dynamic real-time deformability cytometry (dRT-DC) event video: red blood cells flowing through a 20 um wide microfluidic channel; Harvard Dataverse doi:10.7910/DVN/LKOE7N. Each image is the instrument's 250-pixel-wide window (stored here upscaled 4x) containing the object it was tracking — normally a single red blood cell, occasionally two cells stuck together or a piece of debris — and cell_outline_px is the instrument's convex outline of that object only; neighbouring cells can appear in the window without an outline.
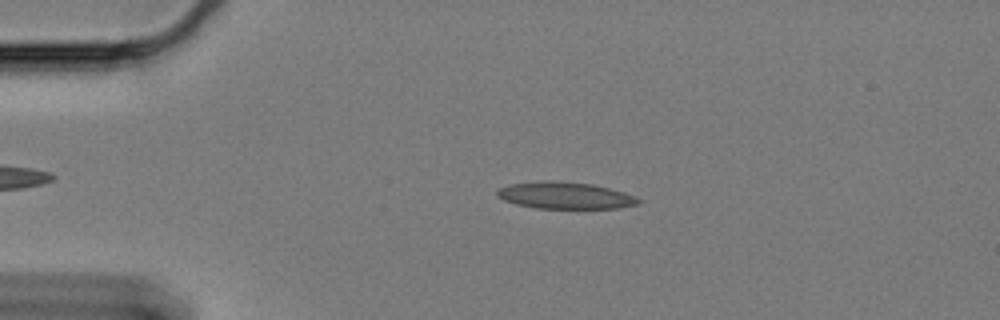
{"species": "Egyptian fruit bat (a non-hibernating species)", "species_latin": "Rousettus aegyptiacus", "temperature_condition": "cold", "stored_images_in_passage": 52, "camera_frame_rate_fps": 3000, "um_per_image_px": 0.085, "animal": {"sex": "female"}, "frame": {"image": 1, "passage_image": 12, "time_ms": 3.667, "image_size_px": [1000, 320], "cell_outline_px": [[640, 200], [636, 204], [620, 208], [536, 208], [516, 204], [504, 200], [496, 196], [496, 192], [500, 188], [508, 184], [544, 180], [552, 180], [592, 184], [624, 192]], "centroid_in_image_um": [47.97, 16.6], "position_along_channel_um": 37.0, "area_um2": 21.91}}
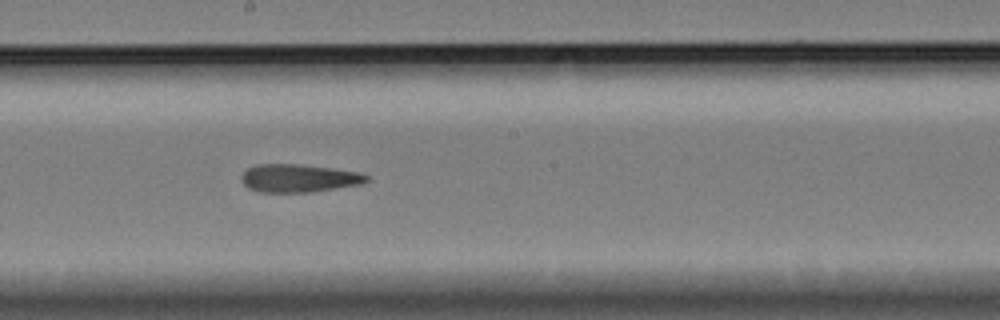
{"frame": {"image": 2, "passage_image": 32, "time_ms": 10.333, "image_size_px": [1000, 320], "cell_outline_px": [[368, 180], [360, 184], [312, 192], [260, 192], [248, 188], [244, 184], [240, 176], [248, 168], [256, 164], [296, 164], [332, 168], [356, 172], [368, 176]], "centroid_in_image_um": [25.35, 15.15], "position_along_channel_um": 222.9, "area_um2": 20.23}}
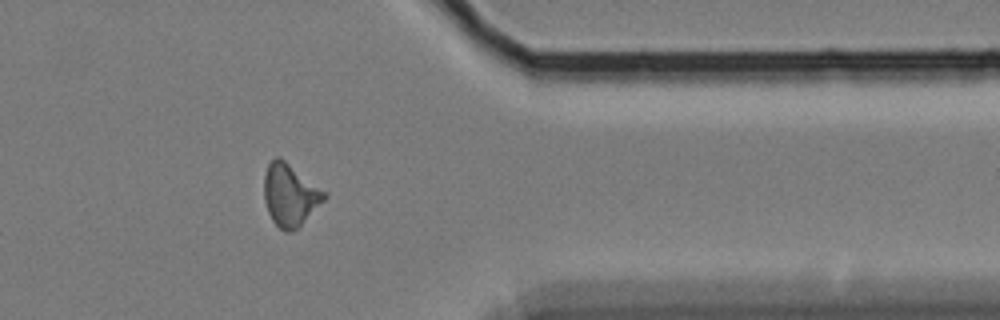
{"frame": {"image": 3, "passage_image": 48, "time_ms": 15.667, "image_size_px": [1000, 320], "cell_outline_px": [[328, 196], [292, 232], [284, 232], [272, 220], [268, 212], [264, 200], [264, 176], [268, 164], [276, 156], [280, 156], [328, 192]], "centroid_in_image_um": [24.65, 16.53], "position_along_channel_um": 386.7, "area_um2": 21.85}, "authors_computed_cell_mechanics": {"area_um2": 20.9236, "velocity_mm_per_s": 3.3113, "shape_relaxation_time_tau1_ms": null, "shape_relaxation_time_tau2_ms": 5.1625, "deformation_change_tau1": null, "deformation_change_tau2": 0.176}}